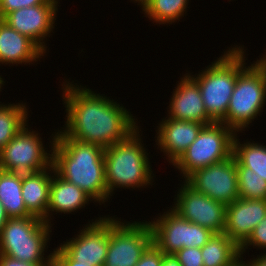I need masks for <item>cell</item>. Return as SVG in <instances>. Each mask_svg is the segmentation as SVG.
I'll return each mask as SVG.
<instances>
[{"instance_id":"obj_7","label":"cell","mask_w":266,"mask_h":266,"mask_svg":"<svg viewBox=\"0 0 266 266\" xmlns=\"http://www.w3.org/2000/svg\"><path fill=\"white\" fill-rule=\"evenodd\" d=\"M235 134L222 122L204 125L196 140L172 166L185 180L197 169L228 159L233 153Z\"/></svg>"},{"instance_id":"obj_33","label":"cell","mask_w":266,"mask_h":266,"mask_svg":"<svg viewBox=\"0 0 266 266\" xmlns=\"http://www.w3.org/2000/svg\"><path fill=\"white\" fill-rule=\"evenodd\" d=\"M248 263L249 266H266V252L260 253V255H257V257L255 258L253 256L252 259H250V261H246Z\"/></svg>"},{"instance_id":"obj_11","label":"cell","mask_w":266,"mask_h":266,"mask_svg":"<svg viewBox=\"0 0 266 266\" xmlns=\"http://www.w3.org/2000/svg\"><path fill=\"white\" fill-rule=\"evenodd\" d=\"M184 181L195 191L226 206L239 198L236 159L233 154L228 159L195 170Z\"/></svg>"},{"instance_id":"obj_32","label":"cell","mask_w":266,"mask_h":266,"mask_svg":"<svg viewBox=\"0 0 266 266\" xmlns=\"http://www.w3.org/2000/svg\"><path fill=\"white\" fill-rule=\"evenodd\" d=\"M48 263H27L17 259L0 255V266H46Z\"/></svg>"},{"instance_id":"obj_29","label":"cell","mask_w":266,"mask_h":266,"mask_svg":"<svg viewBox=\"0 0 266 266\" xmlns=\"http://www.w3.org/2000/svg\"><path fill=\"white\" fill-rule=\"evenodd\" d=\"M174 256L181 266H204L201 248H182L177 251Z\"/></svg>"},{"instance_id":"obj_22","label":"cell","mask_w":266,"mask_h":266,"mask_svg":"<svg viewBox=\"0 0 266 266\" xmlns=\"http://www.w3.org/2000/svg\"><path fill=\"white\" fill-rule=\"evenodd\" d=\"M204 266H233L240 258V247L225 233H214L201 248Z\"/></svg>"},{"instance_id":"obj_23","label":"cell","mask_w":266,"mask_h":266,"mask_svg":"<svg viewBox=\"0 0 266 266\" xmlns=\"http://www.w3.org/2000/svg\"><path fill=\"white\" fill-rule=\"evenodd\" d=\"M188 3L189 0H146L140 7L143 17L159 25H168L186 16Z\"/></svg>"},{"instance_id":"obj_31","label":"cell","mask_w":266,"mask_h":266,"mask_svg":"<svg viewBox=\"0 0 266 266\" xmlns=\"http://www.w3.org/2000/svg\"><path fill=\"white\" fill-rule=\"evenodd\" d=\"M51 251L53 257L62 265V266H92L87 263L77 262L73 260L60 246L55 247Z\"/></svg>"},{"instance_id":"obj_9","label":"cell","mask_w":266,"mask_h":266,"mask_svg":"<svg viewBox=\"0 0 266 266\" xmlns=\"http://www.w3.org/2000/svg\"><path fill=\"white\" fill-rule=\"evenodd\" d=\"M130 221L122 222L118 217H110V236L104 266H135L152 243V230L147 220Z\"/></svg>"},{"instance_id":"obj_38","label":"cell","mask_w":266,"mask_h":266,"mask_svg":"<svg viewBox=\"0 0 266 266\" xmlns=\"http://www.w3.org/2000/svg\"><path fill=\"white\" fill-rule=\"evenodd\" d=\"M5 85L4 78H2V75H0V92L2 91L1 88ZM5 103L0 102V106L4 105Z\"/></svg>"},{"instance_id":"obj_2","label":"cell","mask_w":266,"mask_h":266,"mask_svg":"<svg viewBox=\"0 0 266 266\" xmlns=\"http://www.w3.org/2000/svg\"><path fill=\"white\" fill-rule=\"evenodd\" d=\"M53 133L49 148L54 171L86 192L95 203L106 205L110 196L105 181L104 148L67 138L59 129Z\"/></svg>"},{"instance_id":"obj_16","label":"cell","mask_w":266,"mask_h":266,"mask_svg":"<svg viewBox=\"0 0 266 266\" xmlns=\"http://www.w3.org/2000/svg\"><path fill=\"white\" fill-rule=\"evenodd\" d=\"M157 126L155 138L160 152L166 160L174 164L187 148L196 140L204 124L164 117Z\"/></svg>"},{"instance_id":"obj_26","label":"cell","mask_w":266,"mask_h":266,"mask_svg":"<svg viewBox=\"0 0 266 266\" xmlns=\"http://www.w3.org/2000/svg\"><path fill=\"white\" fill-rule=\"evenodd\" d=\"M239 197L243 199L266 200V181L250 168L242 166L236 160Z\"/></svg>"},{"instance_id":"obj_39","label":"cell","mask_w":266,"mask_h":266,"mask_svg":"<svg viewBox=\"0 0 266 266\" xmlns=\"http://www.w3.org/2000/svg\"><path fill=\"white\" fill-rule=\"evenodd\" d=\"M52 266H62L54 257H52Z\"/></svg>"},{"instance_id":"obj_18","label":"cell","mask_w":266,"mask_h":266,"mask_svg":"<svg viewBox=\"0 0 266 266\" xmlns=\"http://www.w3.org/2000/svg\"><path fill=\"white\" fill-rule=\"evenodd\" d=\"M45 54L33 40L0 19V65H30L40 61Z\"/></svg>"},{"instance_id":"obj_15","label":"cell","mask_w":266,"mask_h":266,"mask_svg":"<svg viewBox=\"0 0 266 266\" xmlns=\"http://www.w3.org/2000/svg\"><path fill=\"white\" fill-rule=\"evenodd\" d=\"M174 87L167 117L175 120L197 122L204 125L214 123L208 116L197 82L188 74L182 75Z\"/></svg>"},{"instance_id":"obj_6","label":"cell","mask_w":266,"mask_h":266,"mask_svg":"<svg viewBox=\"0 0 266 266\" xmlns=\"http://www.w3.org/2000/svg\"><path fill=\"white\" fill-rule=\"evenodd\" d=\"M265 103L266 77L253 62L238 74L226 117L221 122L235 133H242L261 116Z\"/></svg>"},{"instance_id":"obj_4","label":"cell","mask_w":266,"mask_h":266,"mask_svg":"<svg viewBox=\"0 0 266 266\" xmlns=\"http://www.w3.org/2000/svg\"><path fill=\"white\" fill-rule=\"evenodd\" d=\"M245 55L244 45L235 44L201 72L192 75L187 71L197 82L204 108L214 122H221L226 117L237 76L247 65Z\"/></svg>"},{"instance_id":"obj_24","label":"cell","mask_w":266,"mask_h":266,"mask_svg":"<svg viewBox=\"0 0 266 266\" xmlns=\"http://www.w3.org/2000/svg\"><path fill=\"white\" fill-rule=\"evenodd\" d=\"M9 103L0 106V151L28 124V106Z\"/></svg>"},{"instance_id":"obj_27","label":"cell","mask_w":266,"mask_h":266,"mask_svg":"<svg viewBox=\"0 0 266 266\" xmlns=\"http://www.w3.org/2000/svg\"><path fill=\"white\" fill-rule=\"evenodd\" d=\"M254 249L263 250L266 252V216L260 223L253 229L248 239L240 246V255L244 259V253L249 247Z\"/></svg>"},{"instance_id":"obj_12","label":"cell","mask_w":266,"mask_h":266,"mask_svg":"<svg viewBox=\"0 0 266 266\" xmlns=\"http://www.w3.org/2000/svg\"><path fill=\"white\" fill-rule=\"evenodd\" d=\"M179 186L171 209L183 219L208 228L213 233H224L226 205L195 191L184 180Z\"/></svg>"},{"instance_id":"obj_10","label":"cell","mask_w":266,"mask_h":266,"mask_svg":"<svg viewBox=\"0 0 266 266\" xmlns=\"http://www.w3.org/2000/svg\"><path fill=\"white\" fill-rule=\"evenodd\" d=\"M28 125L0 151L1 170L27 174L43 171L52 165V149L48 151L40 133Z\"/></svg>"},{"instance_id":"obj_1","label":"cell","mask_w":266,"mask_h":266,"mask_svg":"<svg viewBox=\"0 0 266 266\" xmlns=\"http://www.w3.org/2000/svg\"><path fill=\"white\" fill-rule=\"evenodd\" d=\"M72 83L73 80L67 79L61 84L66 121L59 131L64 136L105 149L125 139L138 127L137 118L124 105Z\"/></svg>"},{"instance_id":"obj_34","label":"cell","mask_w":266,"mask_h":266,"mask_svg":"<svg viewBox=\"0 0 266 266\" xmlns=\"http://www.w3.org/2000/svg\"><path fill=\"white\" fill-rule=\"evenodd\" d=\"M161 266H181L174 255H164Z\"/></svg>"},{"instance_id":"obj_41","label":"cell","mask_w":266,"mask_h":266,"mask_svg":"<svg viewBox=\"0 0 266 266\" xmlns=\"http://www.w3.org/2000/svg\"><path fill=\"white\" fill-rule=\"evenodd\" d=\"M46 266H52V259L49 261V263Z\"/></svg>"},{"instance_id":"obj_14","label":"cell","mask_w":266,"mask_h":266,"mask_svg":"<svg viewBox=\"0 0 266 266\" xmlns=\"http://www.w3.org/2000/svg\"><path fill=\"white\" fill-rule=\"evenodd\" d=\"M58 6V4H40L20 8L8 13L2 20L20 34L29 37L47 53L46 40L52 36L51 33H54Z\"/></svg>"},{"instance_id":"obj_19","label":"cell","mask_w":266,"mask_h":266,"mask_svg":"<svg viewBox=\"0 0 266 266\" xmlns=\"http://www.w3.org/2000/svg\"><path fill=\"white\" fill-rule=\"evenodd\" d=\"M91 201L94 200L86 192L53 171L47 207V223L53 225L51 223L53 222L51 220L54 219L53 214L59 212L61 214L74 213L79 209L81 210V208H85Z\"/></svg>"},{"instance_id":"obj_17","label":"cell","mask_w":266,"mask_h":266,"mask_svg":"<svg viewBox=\"0 0 266 266\" xmlns=\"http://www.w3.org/2000/svg\"><path fill=\"white\" fill-rule=\"evenodd\" d=\"M266 216V200L238 198L226 206L224 233L239 247Z\"/></svg>"},{"instance_id":"obj_40","label":"cell","mask_w":266,"mask_h":266,"mask_svg":"<svg viewBox=\"0 0 266 266\" xmlns=\"http://www.w3.org/2000/svg\"><path fill=\"white\" fill-rule=\"evenodd\" d=\"M131 2L138 3L137 5L141 6L146 0H130Z\"/></svg>"},{"instance_id":"obj_25","label":"cell","mask_w":266,"mask_h":266,"mask_svg":"<svg viewBox=\"0 0 266 266\" xmlns=\"http://www.w3.org/2000/svg\"><path fill=\"white\" fill-rule=\"evenodd\" d=\"M239 133L233 139V156L244 167L250 168L266 181V145L252 140L240 142Z\"/></svg>"},{"instance_id":"obj_28","label":"cell","mask_w":266,"mask_h":266,"mask_svg":"<svg viewBox=\"0 0 266 266\" xmlns=\"http://www.w3.org/2000/svg\"><path fill=\"white\" fill-rule=\"evenodd\" d=\"M60 0H0V19H3L8 13L25 7H31L40 4H59Z\"/></svg>"},{"instance_id":"obj_21","label":"cell","mask_w":266,"mask_h":266,"mask_svg":"<svg viewBox=\"0 0 266 266\" xmlns=\"http://www.w3.org/2000/svg\"><path fill=\"white\" fill-rule=\"evenodd\" d=\"M22 174L0 169V202L9 218L33 216L22 197Z\"/></svg>"},{"instance_id":"obj_20","label":"cell","mask_w":266,"mask_h":266,"mask_svg":"<svg viewBox=\"0 0 266 266\" xmlns=\"http://www.w3.org/2000/svg\"><path fill=\"white\" fill-rule=\"evenodd\" d=\"M53 165L43 171L22 174V197L27 210L47 223V207Z\"/></svg>"},{"instance_id":"obj_37","label":"cell","mask_w":266,"mask_h":266,"mask_svg":"<svg viewBox=\"0 0 266 266\" xmlns=\"http://www.w3.org/2000/svg\"><path fill=\"white\" fill-rule=\"evenodd\" d=\"M233 266H249L243 258H240Z\"/></svg>"},{"instance_id":"obj_3","label":"cell","mask_w":266,"mask_h":266,"mask_svg":"<svg viewBox=\"0 0 266 266\" xmlns=\"http://www.w3.org/2000/svg\"><path fill=\"white\" fill-rule=\"evenodd\" d=\"M140 131L138 126L125 139L104 149L105 181L110 198L118 188L139 190L153 185L155 176Z\"/></svg>"},{"instance_id":"obj_13","label":"cell","mask_w":266,"mask_h":266,"mask_svg":"<svg viewBox=\"0 0 266 266\" xmlns=\"http://www.w3.org/2000/svg\"><path fill=\"white\" fill-rule=\"evenodd\" d=\"M110 236V215L99 216L80 229L78 234L59 246L75 261L104 266Z\"/></svg>"},{"instance_id":"obj_36","label":"cell","mask_w":266,"mask_h":266,"mask_svg":"<svg viewBox=\"0 0 266 266\" xmlns=\"http://www.w3.org/2000/svg\"><path fill=\"white\" fill-rule=\"evenodd\" d=\"M254 63L263 71L266 77V52L265 55H262V57L254 61Z\"/></svg>"},{"instance_id":"obj_8","label":"cell","mask_w":266,"mask_h":266,"mask_svg":"<svg viewBox=\"0 0 266 266\" xmlns=\"http://www.w3.org/2000/svg\"><path fill=\"white\" fill-rule=\"evenodd\" d=\"M152 230V242L165 254L174 255L182 248H202L213 232L180 217L171 208L147 221Z\"/></svg>"},{"instance_id":"obj_5","label":"cell","mask_w":266,"mask_h":266,"mask_svg":"<svg viewBox=\"0 0 266 266\" xmlns=\"http://www.w3.org/2000/svg\"><path fill=\"white\" fill-rule=\"evenodd\" d=\"M52 226L37 216L8 218L0 234V255L27 263H49L53 253L47 256L45 252Z\"/></svg>"},{"instance_id":"obj_30","label":"cell","mask_w":266,"mask_h":266,"mask_svg":"<svg viewBox=\"0 0 266 266\" xmlns=\"http://www.w3.org/2000/svg\"><path fill=\"white\" fill-rule=\"evenodd\" d=\"M165 254L152 242L135 266H161Z\"/></svg>"},{"instance_id":"obj_35","label":"cell","mask_w":266,"mask_h":266,"mask_svg":"<svg viewBox=\"0 0 266 266\" xmlns=\"http://www.w3.org/2000/svg\"><path fill=\"white\" fill-rule=\"evenodd\" d=\"M8 218L9 217L7 216V214L4 210V207H3L2 203L0 202V234L2 232V228L7 223Z\"/></svg>"}]
</instances>
